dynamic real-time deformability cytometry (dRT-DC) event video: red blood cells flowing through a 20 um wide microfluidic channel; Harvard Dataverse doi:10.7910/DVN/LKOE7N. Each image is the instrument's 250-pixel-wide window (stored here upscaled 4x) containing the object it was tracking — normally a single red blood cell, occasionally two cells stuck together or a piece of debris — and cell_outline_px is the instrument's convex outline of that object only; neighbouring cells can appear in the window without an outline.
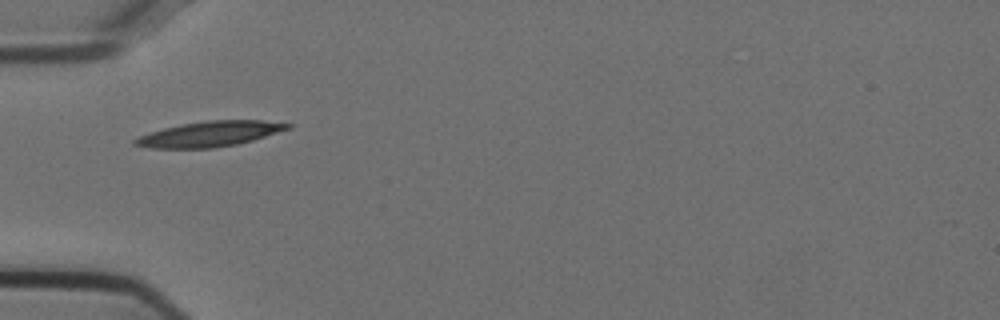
{"species": "Egyptian fruit bat (a non-hibernating species)", "species_latin": "Rousettus aegyptiacus", "temperature_condition": "cold", "stored_images_in_passage": 37, "camera_frame_rate_fps": 3000, "um_per_image_px": 0.085, "animal": {"sex": "female"}, "frame": {"image": 1, "passage_image": 1, "time_ms": 0.0, "image_size_px": [1000, 320], "cell_outline_px": [[292, 128], [252, 140], [236, 144], [212, 148], [152, 148], [132, 144], [132, 140], [140, 136], [164, 128], [180, 124], [208, 120], [260, 120], [292, 124]], "centroid_in_image_um": [17.83, 11.38], "position_along_channel_um": 67.2, "area_um2": 22.31}}
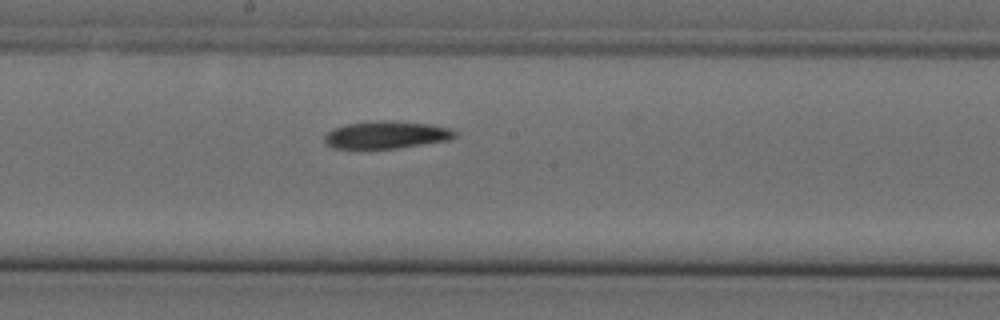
{"frame": {"image": 2, "passage_image": 13, "time_ms": 4.0, "image_size_px": [1000, 320], "cell_outline_px": [[456, 136], [448, 140], [396, 148], [332, 148], [324, 144], [324, 136], [332, 128], [344, 124], [376, 120], [388, 120], [432, 124], [452, 128], [456, 132]], "centroid_in_image_um": [32.81, 11.44], "position_along_channel_um": 215.4, "area_um2": 21.04}}
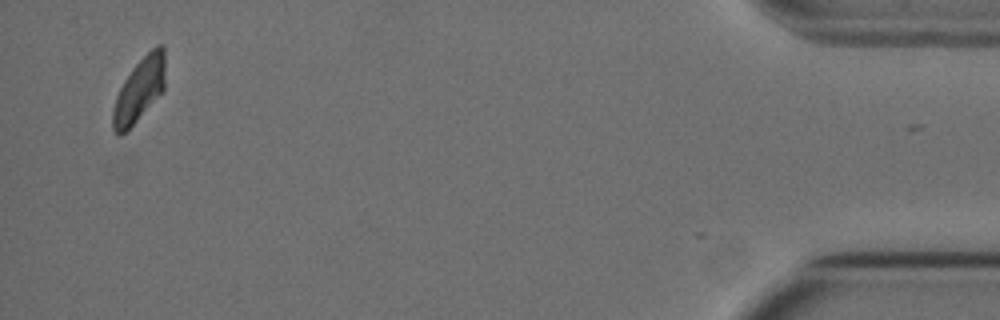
{"frame": {"image": 3, "passage_image": 36, "time_ms": 11.667, "image_size_px": [1000, 320], "cell_outline_px": [[164, 88], [136, 120], [120, 136], [112, 128], [112, 108], [116, 96], [124, 80], [132, 68], [156, 44], [164, 44]], "centroid_in_image_um": [11.82, 7.6], "position_along_channel_um": 423.4, "area_um2": 18.9}, "authors_computed_cell_mechanics": {"area_um2": 21.0392, "velocity_mm_per_s": 3.733, "shape_relaxation_time_tau1_ms": 9.6069, "shape_relaxation_time_tau2_ms": null, "deformation_change_tau1": 0.2169, "deformation_change_tau2": null}}